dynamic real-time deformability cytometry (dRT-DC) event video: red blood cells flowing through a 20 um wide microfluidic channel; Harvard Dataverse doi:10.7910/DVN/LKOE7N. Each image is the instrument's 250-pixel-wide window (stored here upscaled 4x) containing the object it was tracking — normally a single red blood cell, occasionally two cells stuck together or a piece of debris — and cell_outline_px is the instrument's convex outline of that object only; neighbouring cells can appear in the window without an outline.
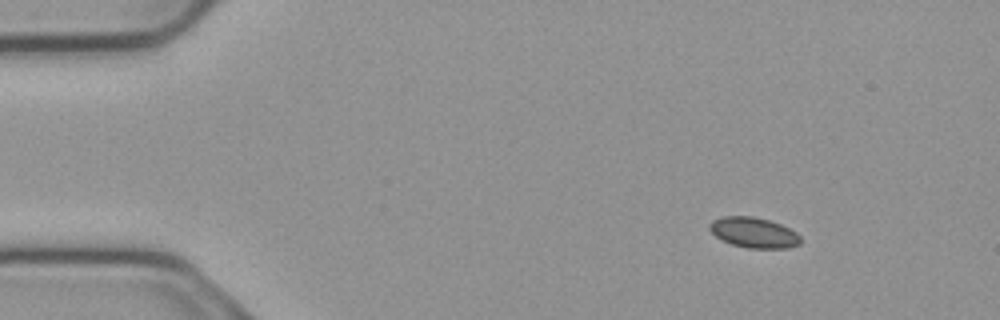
{"species": "common noctule bat (a hibernating species)", "species_latin": "Nyctalus noctula", "temperature_condition": "cold", "stored_images_in_passage": 7, "camera_frame_rate_fps": 3000, "um_per_image_px": 0.085, "animal": {"sex": "male", "body_mass_g": 23.1, "forearm_length_mm": 52.7}, "frame": {"image": 1, "passage_image": 1, "time_ms": 0.0, "image_size_px": [1000, 320], "cell_outline_px": [[800, 244], [788, 248], [748, 248], [732, 244], [720, 240], [708, 228], [708, 224], [712, 220], [724, 216], [752, 216], [768, 220], [780, 224], [796, 232], [800, 236]], "centroid_in_image_um": [64.04, 19.77], "position_along_channel_um": 21.0, "area_um2": 16.13}}
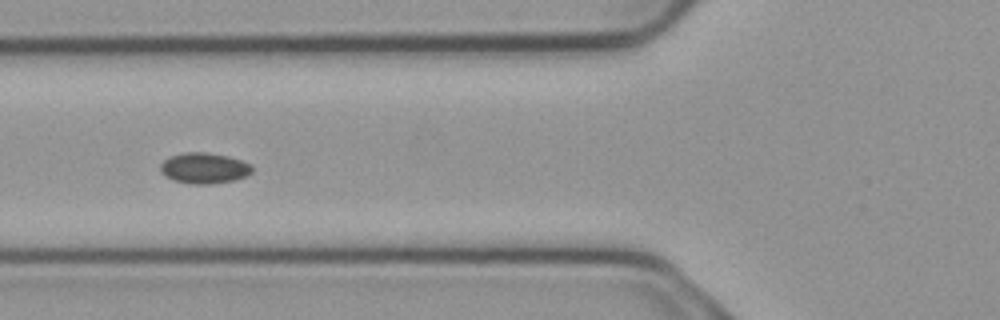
{"frame": {"image": 2, "passage_image": 5, "time_ms": 1.333, "image_size_px": [1000, 320], "cell_outline_px": [[252, 172], [248, 176], [236, 180], [212, 184], [192, 184], [172, 180], [164, 176], [160, 172], [160, 164], [168, 156], [184, 152], [204, 152], [228, 156], [252, 164]], "centroid_in_image_um": [17.34, 14.3], "position_along_channel_um": 108.5, "area_um2": 16.76}}
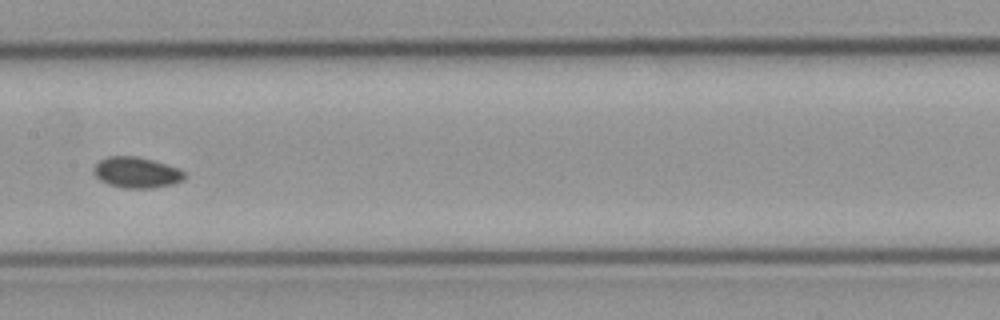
{"frame": {"image": 3, "passage_image": 7, "time_ms": 2.0, "image_size_px": [1000, 320], "cell_outline_px": [[184, 180], [172, 184], [152, 188], [124, 188], [108, 184], [100, 180], [92, 172], [92, 168], [100, 160], [108, 156], [136, 156], [152, 160], [176, 168], [184, 172]], "centroid_in_image_um": [11.56, 14.66], "position_along_channel_um": 195.8, "area_um2": 16.18}}